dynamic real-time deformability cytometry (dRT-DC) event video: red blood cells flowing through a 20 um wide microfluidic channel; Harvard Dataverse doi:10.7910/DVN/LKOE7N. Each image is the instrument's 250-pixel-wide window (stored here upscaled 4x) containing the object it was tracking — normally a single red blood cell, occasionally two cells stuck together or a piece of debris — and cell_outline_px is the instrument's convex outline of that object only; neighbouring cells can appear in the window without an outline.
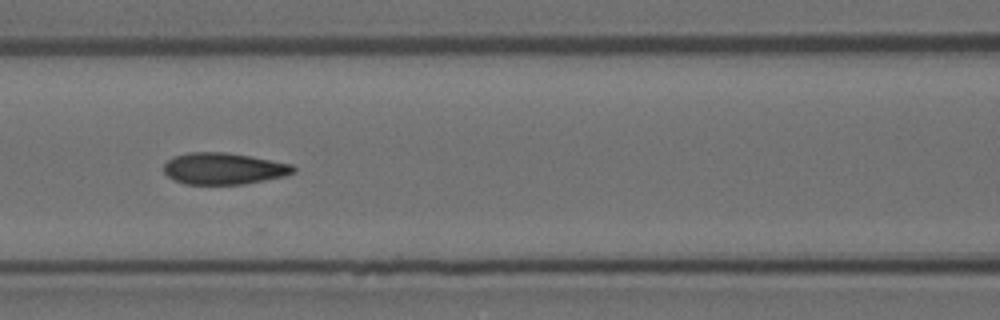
{"species": "Egyptian fruit bat (a non-hibernating species)", "species_latin": "Rousettus aegyptiacus", "temperature_condition": "room temperature", "stored_images_in_passage": 12, "camera_frame_rate_fps": 3000, "um_per_image_px": 0.085, "animal": {"sex": "female"}, "frame": {"image": 1, "passage_image": 5, "time_ms": 1.333, "image_size_px": [1000, 320], "cell_outline_px": [[296, 172], [284, 176], [244, 184], [184, 184], [168, 176], [164, 172], [164, 164], [172, 156], [188, 152], [224, 152], [248, 156], [292, 164], [296, 168]], "centroid_in_image_um": [19.0, 14.33], "position_along_channel_um": 147.6, "area_um2": 23.76}}
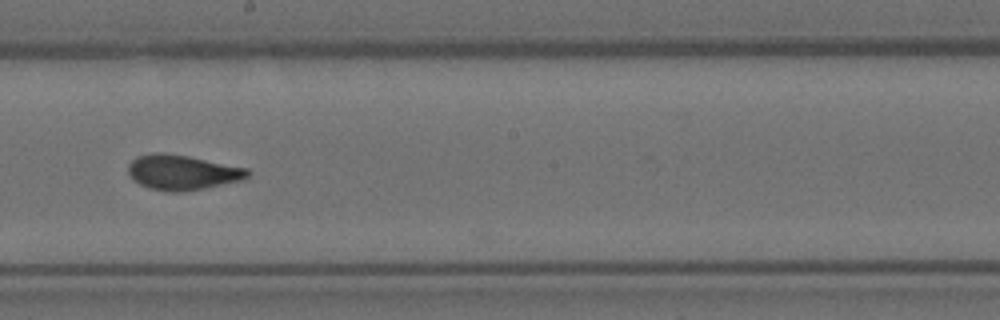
{"frame": {"image": 2, "passage_image": 7, "time_ms": 2.0, "image_size_px": [1000, 320], "cell_outline_px": [[252, 172], [244, 180], [204, 188], [180, 192], [168, 192], [148, 188], [132, 180], [128, 172], [128, 164], [136, 156], [152, 152], [160, 152], [188, 156], [248, 168]], "centroid_in_image_um": [15.49, 14.65], "position_along_channel_um": 232.7, "area_um2": 24.62}}
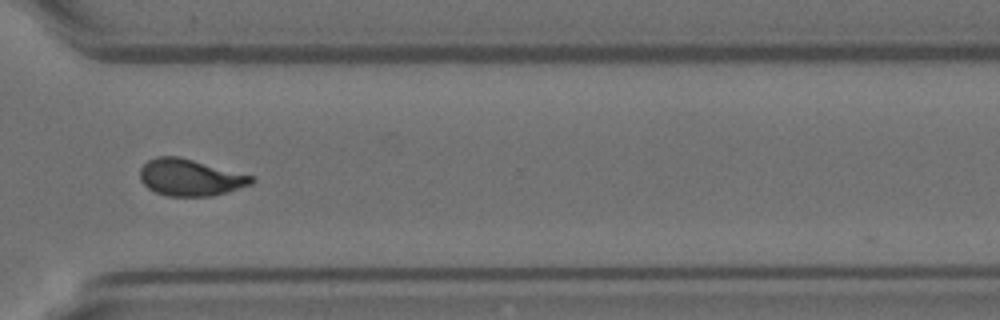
{"frame": {"image": 3, "passage_image": 10, "time_ms": 3.0, "image_size_px": [1000, 320], "cell_outline_px": [[256, 180], [252, 184], [212, 196], [168, 196], [156, 192], [148, 188], [140, 180], [140, 168], [148, 160], [156, 156], [176, 156], [192, 160], [252, 176]], "centroid_in_image_um": [16.13, 15.09], "position_along_channel_um": 354.5, "area_um2": 23.52}}